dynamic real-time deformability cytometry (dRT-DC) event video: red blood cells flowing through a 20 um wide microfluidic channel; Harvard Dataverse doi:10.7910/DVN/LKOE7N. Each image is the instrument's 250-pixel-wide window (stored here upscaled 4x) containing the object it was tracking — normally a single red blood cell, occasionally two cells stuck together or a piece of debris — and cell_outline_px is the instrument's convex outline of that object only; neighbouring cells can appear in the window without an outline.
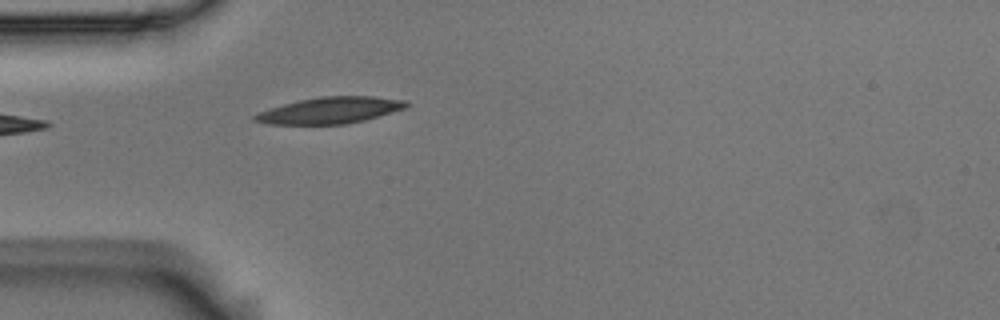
{"species": "Egyptian fruit bat (a non-hibernating species)", "species_latin": "Rousettus aegyptiacus", "temperature_condition": "room temperature", "stored_images_in_passage": 2, "camera_frame_rate_fps": 3000, "um_per_image_px": 0.085, "animal": {"sex": "male"}, "frame": {"image": 1, "passage_image": 2, "time_ms": 0.333, "image_size_px": [1000, 320], "cell_outline_px": [[408, 104], [404, 108], [364, 120], [348, 124], [268, 124], [252, 120], [252, 116], [256, 112], [284, 104], [300, 100], [320, 96], [372, 96], [408, 100]], "centroid_in_image_um": [28.02, 9.37], "position_along_channel_um": 57.0, "area_um2": 23.24}}